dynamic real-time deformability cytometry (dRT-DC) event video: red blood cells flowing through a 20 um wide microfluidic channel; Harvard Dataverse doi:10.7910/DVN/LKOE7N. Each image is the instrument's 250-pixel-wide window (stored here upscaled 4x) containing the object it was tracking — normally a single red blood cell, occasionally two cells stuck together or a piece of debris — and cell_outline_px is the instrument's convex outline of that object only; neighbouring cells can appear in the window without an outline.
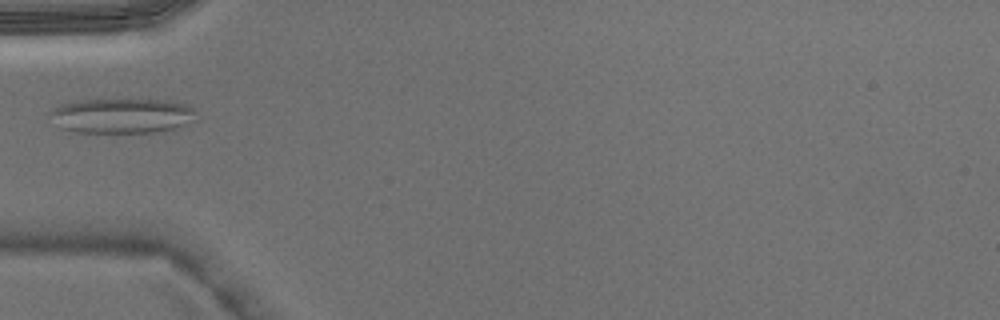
{"species": "Egyptian fruit bat (a non-hibernating species)", "species_latin": "Rousettus aegyptiacus", "temperature_condition": "warm", "stored_images_in_passage": 2, "camera_frame_rate_fps": 3000, "um_per_image_px": 0.085, "animal": {"sex": "male"}, "frame": {"image": 1, "passage_image": 2, "time_ms": 0.333, "image_size_px": [1000, 320], "cell_outline_px": [[196, 120], [172, 132], [76, 132], [60, 128], [44, 112], [60, 104], [80, 100], [168, 100], [188, 104], [196, 112]], "centroid_in_image_um": [10.39, 9.85], "position_along_channel_um": 74.6, "area_um2": 30.52}}